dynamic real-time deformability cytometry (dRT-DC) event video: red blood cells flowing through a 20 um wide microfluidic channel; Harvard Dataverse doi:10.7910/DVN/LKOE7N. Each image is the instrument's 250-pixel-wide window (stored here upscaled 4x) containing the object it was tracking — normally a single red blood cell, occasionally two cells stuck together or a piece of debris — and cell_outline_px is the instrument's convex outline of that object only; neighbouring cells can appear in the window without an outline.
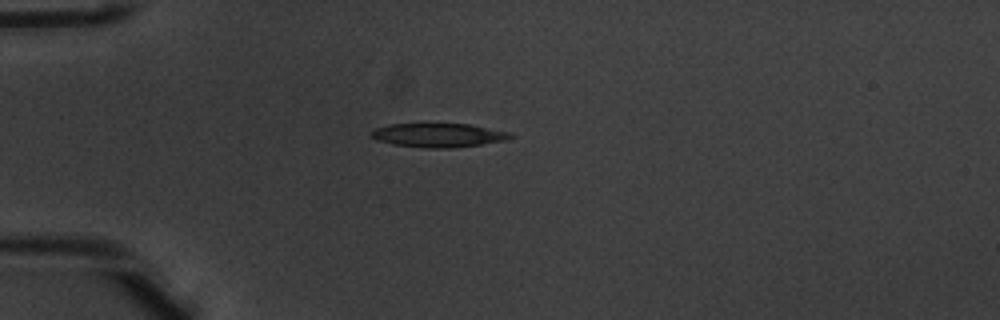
{"species": "common noctule bat (a hibernating species)", "species_latin": "Nyctalus noctula", "temperature_condition": "warm", "stored_images_in_passage": 38, "camera_frame_rate_fps": 3000, "um_per_image_px": 0.085, "animal": {"sex": "male", "body_mass_g": 20.1, "forearm_length_mm": 53.5}, "frame": {"image": 1, "passage_image": 1, "time_ms": 0.0, "image_size_px": [1000, 320], "cell_outline_px": [[516, 136], [504, 140], [480, 144], [448, 148], [424, 148], [392, 144], [376, 140], [372, 136], [372, 132], [376, 128], [388, 124], [468, 124], [512, 132]], "centroid_in_image_um": [37.28, 11.49], "position_along_channel_um": 47.7, "area_um2": 19.25}}
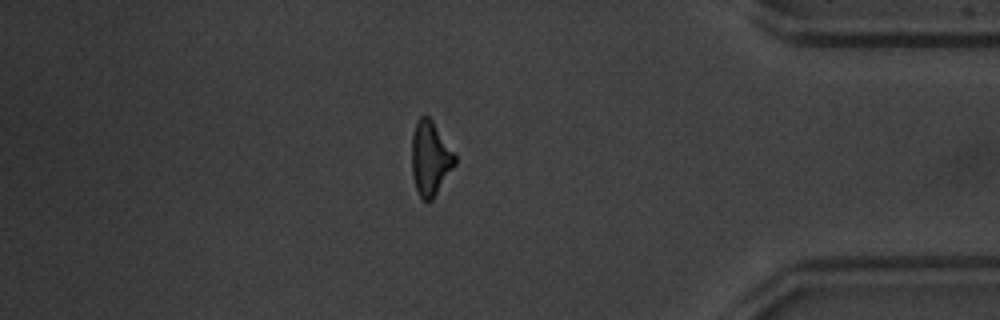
{"frame": {"image": 2, "passage_image": 31, "time_ms": 10.0, "image_size_px": [1000, 320], "cell_outline_px": [[456, 164], [432, 200], [424, 200], [420, 196], [416, 188], [412, 176], [412, 132], [416, 120], [420, 116], [428, 116], [432, 120], [456, 152]], "centroid_in_image_um": [36.59, 13.42], "position_along_channel_um": 398.6, "area_um2": 18.9}}
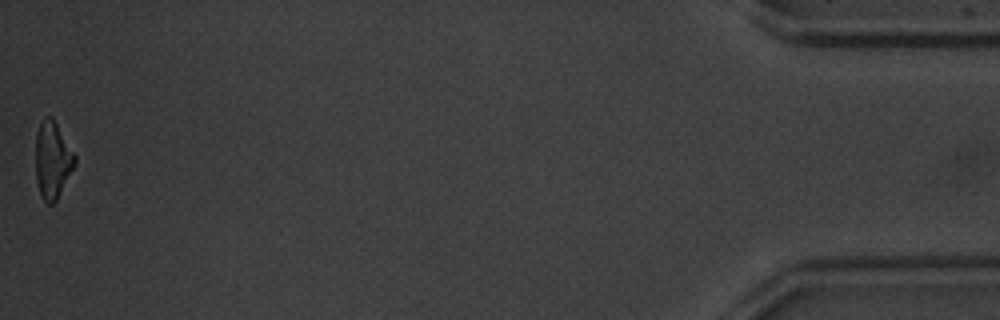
{"frame": {"image": 3, "passage_image": 38, "time_ms": 12.333, "image_size_px": [1000, 320], "cell_outline_px": [[76, 164], [56, 200], [52, 204], [48, 204], [44, 200], [40, 192], [36, 180], [36, 136], [40, 124], [44, 116], [52, 116], [76, 156]], "centroid_in_image_um": [4.47, 13.58], "position_along_channel_um": 430.7, "area_um2": 17.4}, "authors_computed_cell_mechanics": {"area_um2": 18.9873, "velocity_mm_per_s": 3.9836, "shape_relaxation_time_tau1_ms": 3.6928, "shape_relaxation_time_tau2_ms": 9.8342, "deformation_change_tau1": 0.1899, "deformation_change_tau2": 0.2567}}